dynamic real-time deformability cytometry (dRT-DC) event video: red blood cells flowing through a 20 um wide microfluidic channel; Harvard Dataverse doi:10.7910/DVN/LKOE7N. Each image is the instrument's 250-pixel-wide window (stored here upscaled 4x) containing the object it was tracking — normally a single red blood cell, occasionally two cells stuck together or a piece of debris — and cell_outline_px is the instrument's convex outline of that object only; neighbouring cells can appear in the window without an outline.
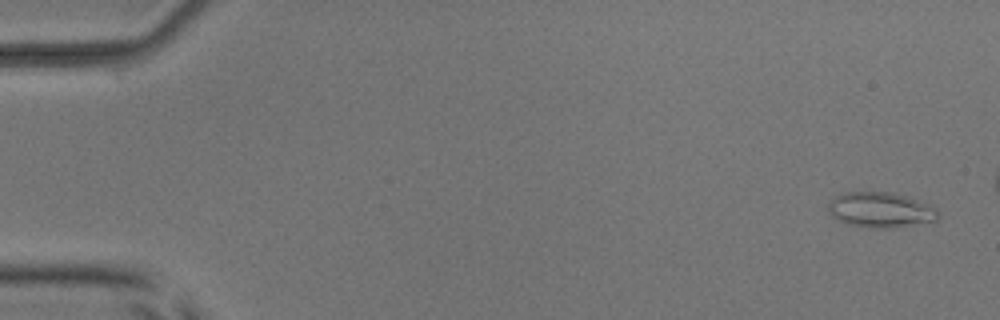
{"species": "common noctule bat (a hibernating species)", "species_latin": "Nyctalus noctula", "temperature_condition": "room temperature", "stored_images_in_passage": 6, "camera_frame_rate_fps": 3000, "um_per_image_px": 0.085, "animal": {"sex": "male", "body_mass_g": 17.9, "forearm_length_mm": 54.2}, "frame": {"image": 1, "passage_image": 1, "time_ms": 0.0, "image_size_px": [1000, 320], "cell_outline_px": [[936, 220], [896, 228], [872, 228], [848, 224], [832, 216], [828, 212], [828, 204], [836, 196], [844, 192], [892, 192], [908, 196], [928, 204], [936, 208]], "centroid_in_image_um": [74.83, 17.84], "position_along_channel_um": 10.2, "area_um2": 22.48}}